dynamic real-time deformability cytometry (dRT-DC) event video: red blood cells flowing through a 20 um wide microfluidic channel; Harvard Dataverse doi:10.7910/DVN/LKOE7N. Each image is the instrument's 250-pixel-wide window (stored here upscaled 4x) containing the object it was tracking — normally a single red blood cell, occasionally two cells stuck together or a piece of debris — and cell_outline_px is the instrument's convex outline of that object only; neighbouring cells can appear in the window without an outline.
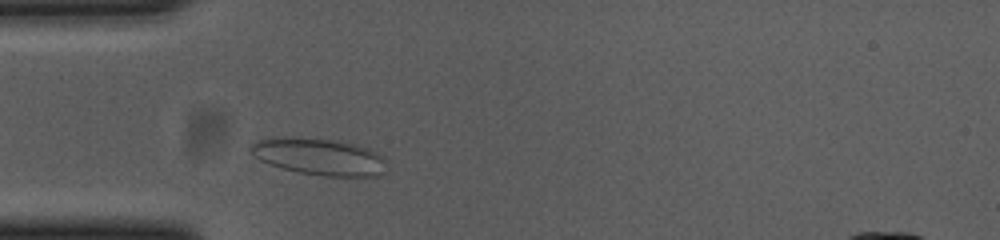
{"species": "common noctule bat (a hibernating species)", "species_latin": "Nyctalus noctula", "temperature_condition": "cold", "stored_images_in_passage": 33, "camera_frame_rate_fps": 3000, "um_per_image_px": 0.085, "animal": {"sex": "female", "body_mass_g": 23.0, "forearm_length_mm": 53.4}, "frame": {"image": 1, "passage_image": 5, "time_ms": 1.333, "image_size_px": [1000, 240], "cell_outline_px": [[380, 160], [376, 176], [324, 176], [300, 172], [284, 168], [260, 160], [248, 148], [252, 144], [260, 140], [344, 140], [368, 148], [376, 152]], "centroid_in_image_um": [27.1, 13.34], "position_along_channel_um": 57.9, "area_um2": 27.05}}
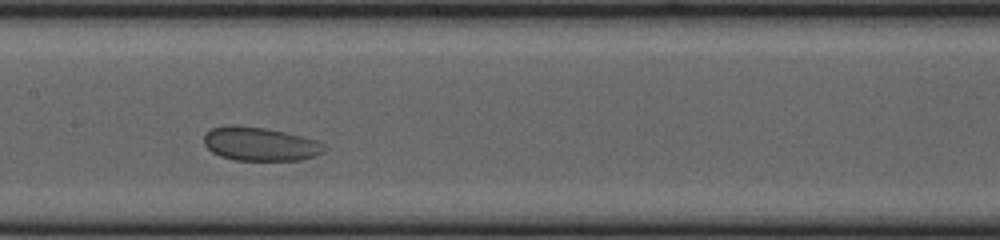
{"frame": {"image": 2, "passage_image": 16, "time_ms": 5.0, "image_size_px": [1000, 240], "cell_outline_px": [[324, 152], [316, 156], [304, 160], [236, 160], [220, 156], [212, 152], [204, 144], [204, 136], [212, 128], [228, 124], [236, 124], [264, 128], [284, 132], [316, 140], [324, 144]], "centroid_in_image_um": [22.1, 12.24], "position_along_channel_um": 185.3, "area_um2": 23.64}}
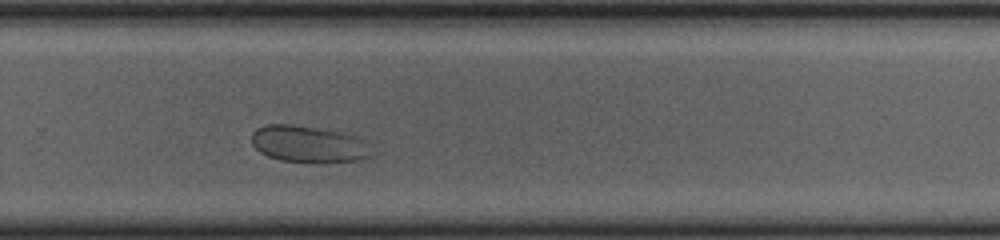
{"frame": {"image": 3, "passage_image": 26, "time_ms": 8.333, "image_size_px": [1000, 240], "cell_outline_px": [[368, 156], [360, 160], [280, 160], [268, 156], [260, 152], [252, 144], [252, 132], [256, 128], [268, 124], [292, 124], [316, 128], [336, 132], [352, 136], [360, 140]], "centroid_in_image_um": [26.01, 12.2], "position_along_channel_um": 303.8, "area_um2": 23.93}}